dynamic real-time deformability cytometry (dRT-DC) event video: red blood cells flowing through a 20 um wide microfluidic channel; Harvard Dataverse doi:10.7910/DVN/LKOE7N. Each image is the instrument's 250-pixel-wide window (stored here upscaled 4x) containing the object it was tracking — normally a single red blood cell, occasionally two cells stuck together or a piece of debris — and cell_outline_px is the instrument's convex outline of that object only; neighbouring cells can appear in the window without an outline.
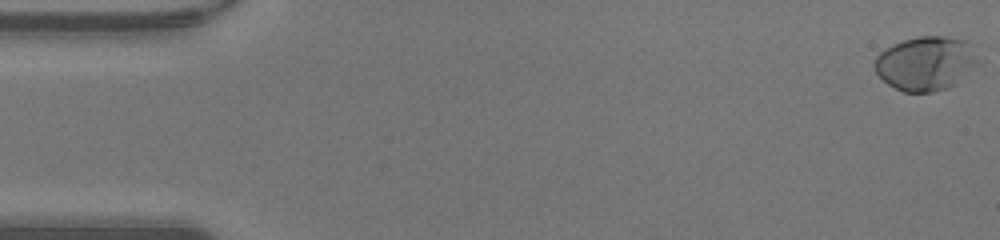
{"species": "human", "species_latin": "Homo sapiens", "temperature_condition": "warm", "stored_images_in_passage": 49, "camera_frame_rate_fps": 3000, "um_per_image_px": 0.085, "donor": {"sex": "male"}, "frame": {"image": 1, "passage_image": 1, "time_ms": 0.0, "image_size_px": [1000, 240], "cell_outline_px": [[984, 60], [980, 64], [956, 84], [948, 88], [932, 92], [904, 92], [888, 84], [876, 72], [872, 64], [876, 56], [884, 48], [892, 44], [904, 40], [920, 36], [944, 36], [968, 40], [976, 44]], "centroid_in_image_um": [78.81, 5.36], "position_along_channel_um": 6.2, "area_um2": 33.81}}
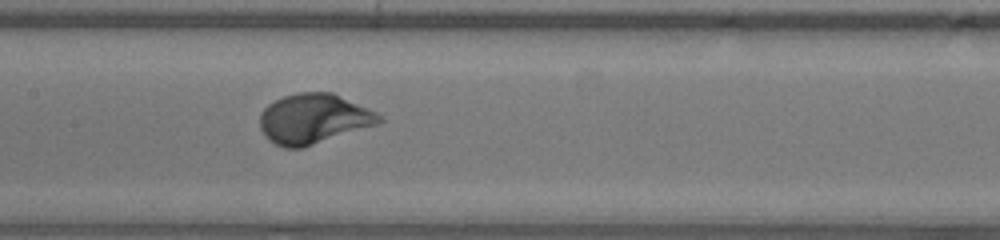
{"frame": {"image": 2, "passage_image": 24, "time_ms": 7.667, "image_size_px": [1000, 240], "cell_outline_px": [[384, 120], [380, 124], [304, 148], [284, 148], [268, 140], [260, 128], [260, 112], [268, 104], [284, 96], [300, 92], [332, 92], [368, 108], [376, 112]], "centroid_in_image_um": [26.67, 10.11], "position_along_channel_um": 180.7, "area_um2": 34.97}}
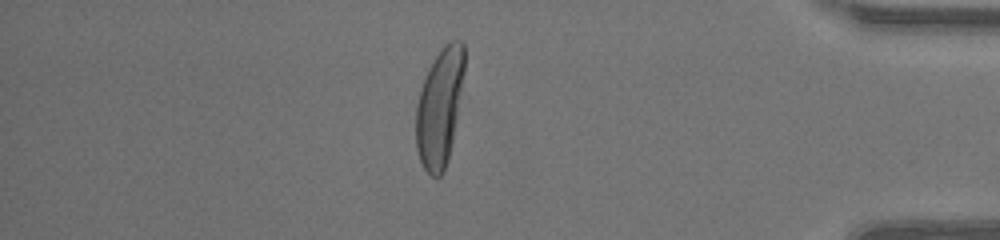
{"frame": {"image": 3, "passage_image": 42, "time_ms": 13.667, "image_size_px": [1000, 240], "cell_outline_px": [[464, 72], [452, 140], [444, 172], [440, 176], [432, 176], [424, 168], [420, 160], [416, 148], [416, 104], [424, 76], [428, 68], [440, 48], [448, 40], [460, 40], [464, 44]], "centroid_in_image_um": [37.35, 9.07], "position_along_channel_um": 397.9, "area_um2": 33.0}, "authors_computed_cell_mechanics": {"area_um2": 33.524, "velocity_mm_per_s": 4.2929, "shape_relaxation_time_tau1_ms": 2.2498, "shape_relaxation_time_tau2_ms": null, "deformation_change_tau1": 0.1684, "deformation_change_tau2": null}}